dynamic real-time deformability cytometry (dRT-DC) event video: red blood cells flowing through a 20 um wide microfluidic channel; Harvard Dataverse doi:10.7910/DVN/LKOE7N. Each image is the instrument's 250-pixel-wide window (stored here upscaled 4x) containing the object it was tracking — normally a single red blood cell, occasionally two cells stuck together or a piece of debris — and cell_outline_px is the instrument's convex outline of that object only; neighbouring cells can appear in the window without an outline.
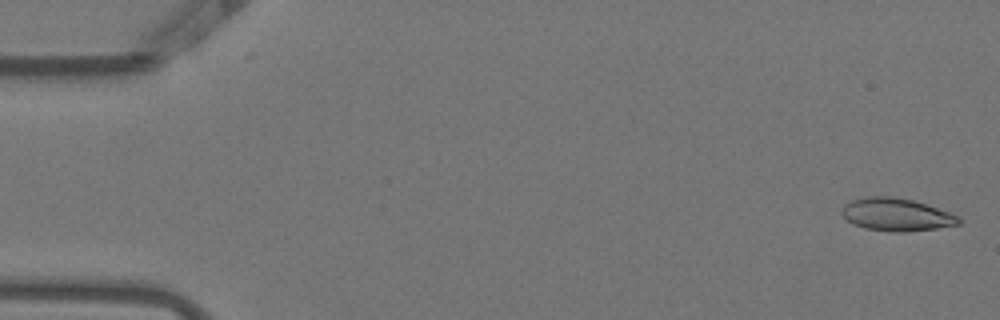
{"species": "Egyptian fruit bat (a non-hibernating species)", "species_latin": "Rousettus aegyptiacus", "temperature_condition": "warm", "stored_images_in_passage": 52, "camera_frame_rate_fps": 3000, "um_per_image_px": 0.085, "animal": {"sex": "female"}, "frame": {"image": 1, "passage_image": 1, "time_ms": 0.0, "image_size_px": [1000, 320], "cell_outline_px": [[960, 224], [936, 228], [908, 232], [896, 232], [864, 228], [852, 224], [840, 212], [844, 204], [852, 200], [868, 196], [892, 196], [912, 200], [960, 216]], "centroid_in_image_um": [76.17, 18.24], "position_along_channel_um": 8.8, "area_um2": 22.2}}
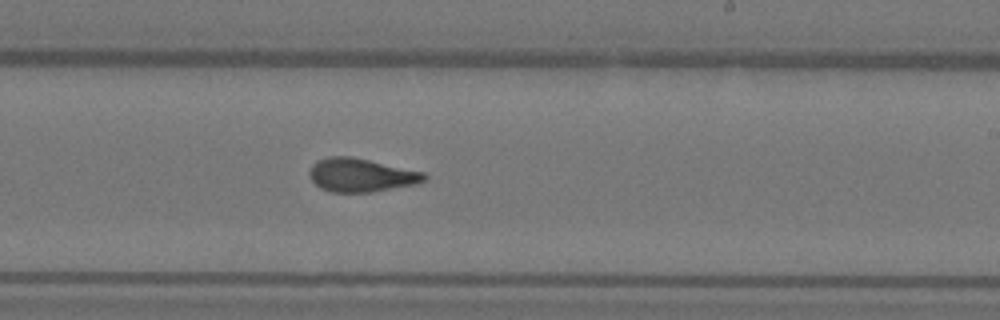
{"frame": {"image": 2, "passage_image": 31, "time_ms": 10.0, "image_size_px": [1000, 320], "cell_outline_px": [[428, 176], [424, 180], [416, 184], [372, 192], [332, 192], [320, 188], [312, 180], [308, 172], [312, 164], [316, 160], [328, 156], [352, 156], [424, 172]], "centroid_in_image_um": [30.66, 14.87], "position_along_channel_um": 258.3, "area_um2": 22.48}}
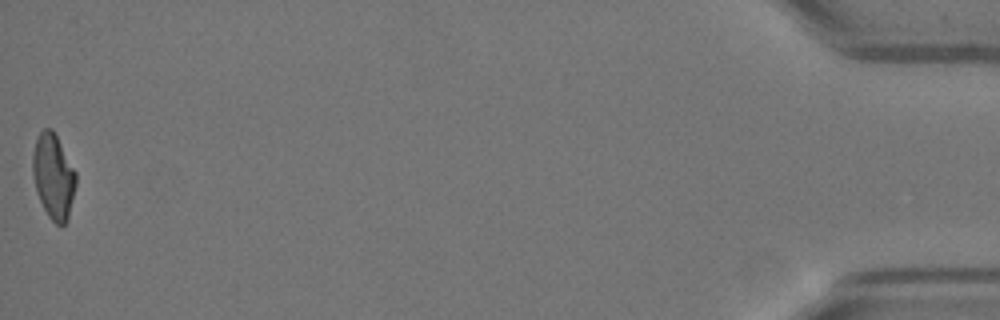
{"frame": {"image": 3, "passage_image": 52, "time_ms": 17.0, "image_size_px": [1000, 320], "cell_outline_px": [[76, 184], [68, 216], [64, 224], [56, 224], [48, 216], [36, 192], [32, 172], [32, 156], [36, 140], [40, 132], [44, 128], [52, 128], [76, 172]], "centroid_in_image_um": [4.52, 14.97], "position_along_channel_um": 430.7, "area_um2": 21.15}, "authors_computed_cell_mechanics": {"area_um2": 22.0218, "velocity_mm_per_s": 3.8569, "shape_relaxation_time_tau1_ms": 10.4286, "shape_relaxation_time_tau2_ms": 1.7032, "deformation_change_tau1": 0.2802, "deformation_change_tau2": 0.0821}}